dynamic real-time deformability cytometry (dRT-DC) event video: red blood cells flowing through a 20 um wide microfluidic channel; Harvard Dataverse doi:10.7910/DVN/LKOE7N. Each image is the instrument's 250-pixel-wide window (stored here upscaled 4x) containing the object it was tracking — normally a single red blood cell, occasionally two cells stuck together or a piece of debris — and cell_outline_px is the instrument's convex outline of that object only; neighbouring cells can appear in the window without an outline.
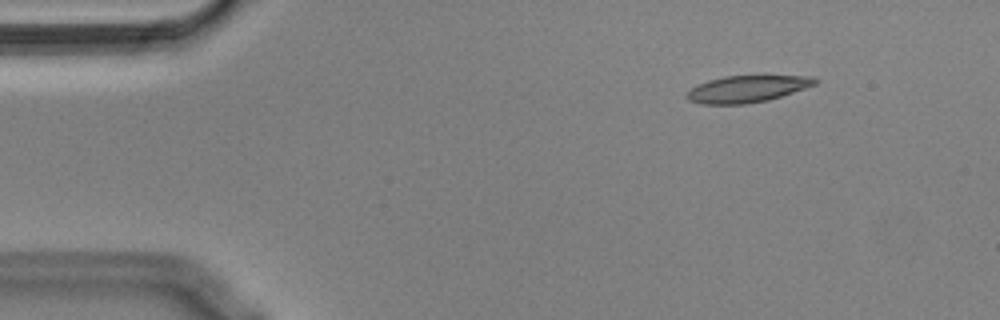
{"species": "Egyptian fruit bat (a non-hibernating species)", "species_latin": "Rousettus aegyptiacus", "temperature_condition": "cold", "stored_images_in_passage": 49, "segment_of_instrument_passage": [1, 2], "camera_frame_rate_fps": 3000, "um_per_image_px": 0.085, "animal": {"sex": "male"}, "frame": {"image": 1, "passage_image": 1, "time_ms": 0.0, "image_size_px": [1000, 320], "cell_outline_px": [[816, 84], [768, 100], [744, 104], [700, 104], [688, 100], [684, 96], [692, 88], [708, 80], [724, 76], [764, 72], [812, 76], [816, 80]], "centroid_in_image_um": [63.55, 7.49], "position_along_channel_um": 21.4, "area_um2": 20.98}}
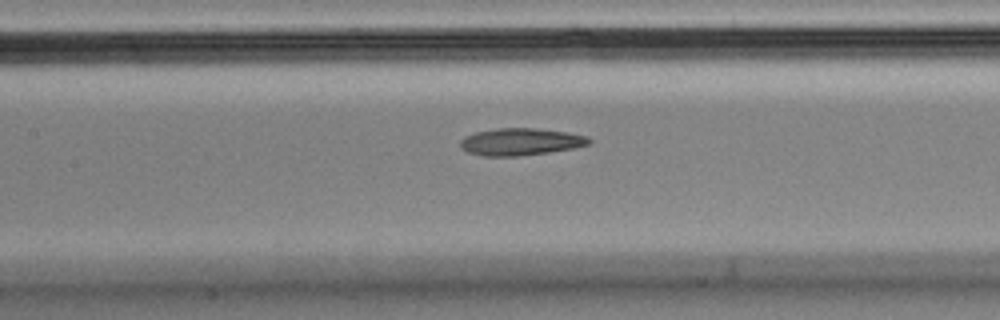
{"frame": {"image": 2, "passage_image": 19, "time_ms": 6.0, "image_size_px": [1000, 320], "cell_outline_px": [[592, 140], [588, 144], [572, 148], [548, 152], [520, 156], [484, 156], [468, 152], [460, 148], [460, 140], [464, 136], [476, 132], [496, 128], [536, 128], [568, 132], [588, 136]], "centroid_in_image_um": [44.23, 12.04], "position_along_channel_um": 163.2, "area_um2": 20.4}}
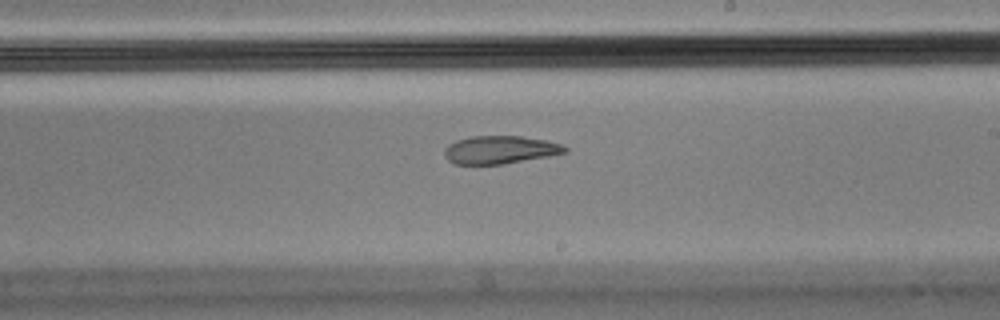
{"frame": {"image": 3, "passage_image": 26, "time_ms": 8.333, "image_size_px": [1000, 320], "cell_outline_px": [[568, 152], [548, 156], [504, 164], [456, 164], [448, 160], [444, 156], [444, 148], [448, 144], [456, 140], [472, 136], [520, 136], [544, 140], [560, 144], [568, 148]], "centroid_in_image_um": [42.47, 12.73], "position_along_channel_um": 246.5, "area_um2": 19.59}}